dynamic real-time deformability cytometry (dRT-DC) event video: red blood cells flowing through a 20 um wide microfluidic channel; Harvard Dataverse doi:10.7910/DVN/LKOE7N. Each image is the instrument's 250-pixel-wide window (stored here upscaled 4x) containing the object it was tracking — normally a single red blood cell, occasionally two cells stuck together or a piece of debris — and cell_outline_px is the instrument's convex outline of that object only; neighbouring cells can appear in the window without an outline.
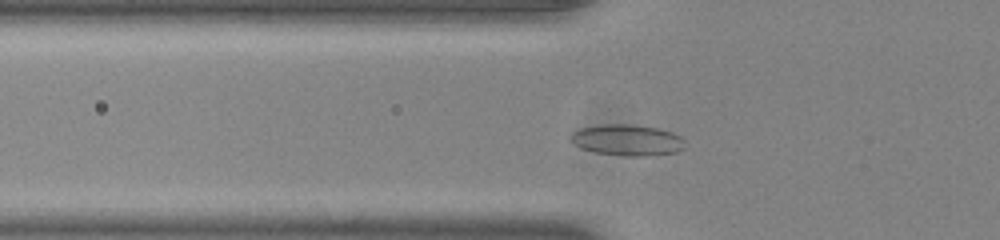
{"species": "common noctule bat (a hibernating species)", "species_latin": "Nyctalus noctula", "temperature_condition": "room temperature", "stored_images_in_passage": 44, "camera_frame_rate_fps": 3000, "um_per_image_px": 0.085, "animal": {"sex": "male", "body_mass_g": 20.0, "forearm_length_mm": 53.3}, "frame": {"image": 1, "passage_image": 10, "time_ms": 3.0, "image_size_px": [1000, 240], "cell_outline_px": [[684, 148], [676, 152], [644, 156], [628, 156], [596, 152], [580, 148], [572, 144], [568, 140], [568, 136], [572, 132], [580, 128], [600, 124], [628, 124], [660, 128], [672, 132], [680, 136], [684, 140]], "centroid_in_image_um": [53.26, 11.89], "position_along_channel_um": 72.5, "area_um2": 20.98}}
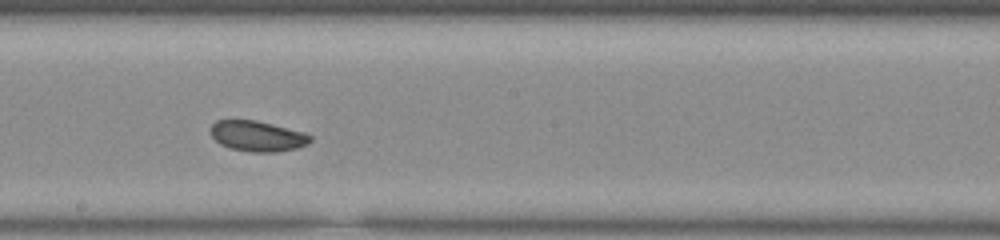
{"frame": {"image": 2, "passage_image": 22, "time_ms": 7.0, "image_size_px": [1000, 240], "cell_outline_px": [[312, 140], [308, 144], [296, 148], [276, 152], [252, 152], [228, 148], [220, 144], [208, 132], [208, 128], [216, 120], [256, 120], [304, 132], [312, 136]], "centroid_in_image_um": [21.85, 11.57], "position_along_channel_um": 226.4, "area_um2": 17.92}}
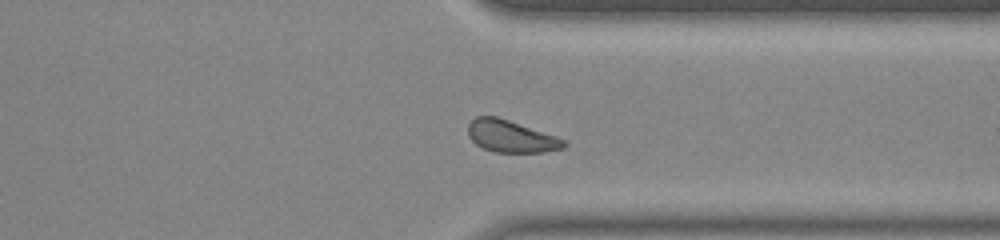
{"frame": {"image": 3, "passage_image": 33, "time_ms": 10.667, "image_size_px": [1000, 240], "cell_outline_px": [[568, 144], [564, 148], [544, 152], [492, 152], [476, 144], [468, 136], [468, 124], [476, 116], [496, 116], [556, 136], [564, 140]], "centroid_in_image_um": [43.42, 11.59], "position_along_channel_um": 368.0, "area_um2": 17.8}, "authors_computed_cell_mechanics": {"area_um2": 18.4382, "velocity_mm_per_s": 3.8508, "shape_relaxation_time_tau1_ms": 4.9088, "shape_relaxation_time_tau2_ms": 7.1881, "deformation_change_tau1": 0.0882, "deformation_change_tau2": 0.1023}}